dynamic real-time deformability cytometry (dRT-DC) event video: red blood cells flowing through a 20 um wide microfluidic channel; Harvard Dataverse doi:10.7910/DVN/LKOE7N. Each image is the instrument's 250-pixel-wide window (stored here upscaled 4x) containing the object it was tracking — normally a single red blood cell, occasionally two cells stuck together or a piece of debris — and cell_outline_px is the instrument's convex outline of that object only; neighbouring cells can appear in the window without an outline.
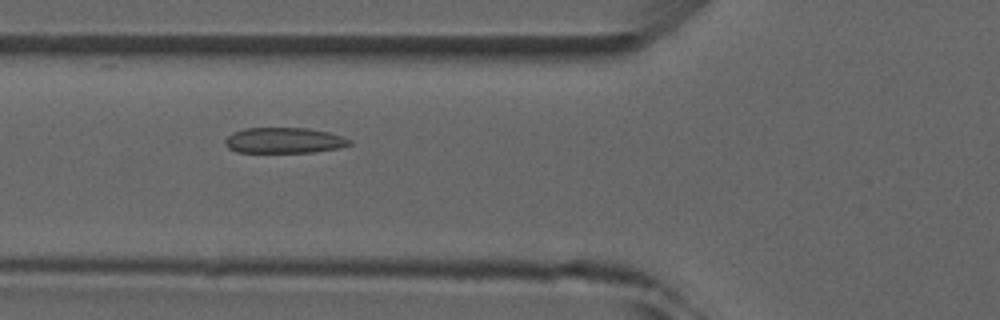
{"species": "common noctule bat (a hibernating species)", "species_latin": "Nyctalus noctula", "temperature_condition": "room temperature", "stored_images_in_passage": 5, "camera_frame_rate_fps": 3000, "um_per_image_px": 0.085, "animal": {"sex": "male", "forearm_length_mm": 52.5}, "frame": {"image": 1, "passage_image": 3, "time_ms": 2.333, "image_size_px": [1000, 320], "cell_outline_px": [[352, 144], [340, 148], [312, 152], [236, 152], [228, 148], [224, 144], [224, 140], [232, 132], [244, 128], [308, 128], [328, 132], [352, 140]], "centroid_in_image_um": [24.13, 11.93], "position_along_channel_um": 101.7, "area_um2": 18.67}}
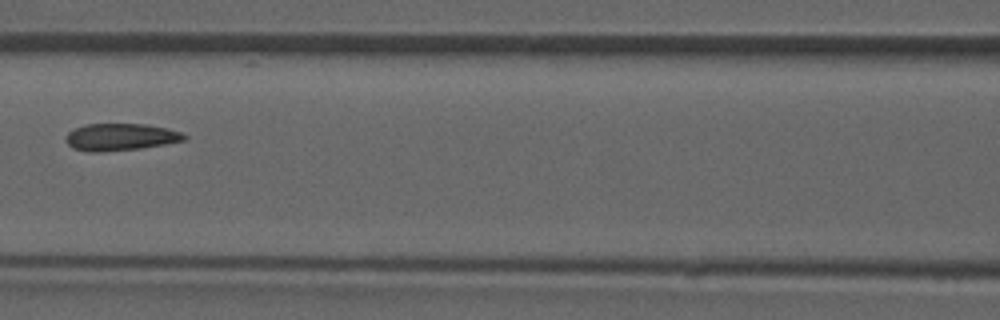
{"frame": {"image": 2, "passage_image": 4, "time_ms": 3.667, "image_size_px": [1000, 320], "cell_outline_px": [[188, 136], [184, 140], [164, 144], [140, 148], [100, 152], [92, 152], [72, 148], [64, 140], [68, 132], [76, 128], [88, 124], [148, 124], [168, 128], [180, 132]], "centroid_in_image_um": [10.23, 11.64], "position_along_channel_um": 156.4, "area_um2": 18.61}}